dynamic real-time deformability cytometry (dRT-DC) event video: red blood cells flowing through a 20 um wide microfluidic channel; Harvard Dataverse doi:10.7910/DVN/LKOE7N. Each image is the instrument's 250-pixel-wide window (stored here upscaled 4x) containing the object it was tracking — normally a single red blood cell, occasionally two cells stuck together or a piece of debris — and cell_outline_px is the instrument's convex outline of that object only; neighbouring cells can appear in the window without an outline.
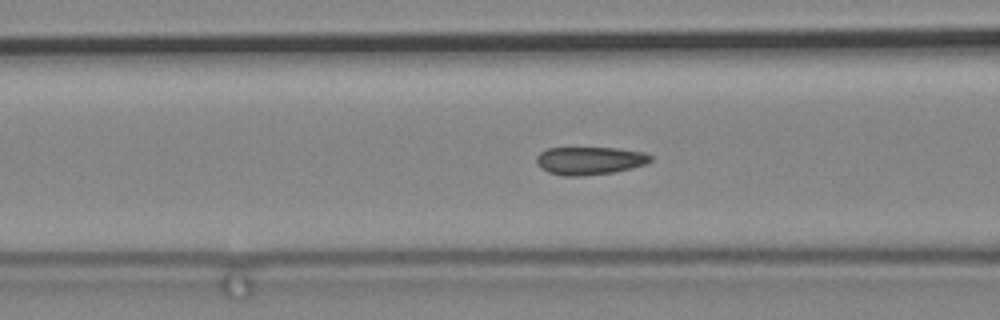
{"species": "common noctule bat (a hibernating species)", "species_latin": "Nyctalus noctula", "temperature_condition": "cold", "stored_images_in_passage": 78, "camera_frame_rate_fps": 3000, "um_per_image_px": 0.085, "animal": {"sex": "male", "body_mass_g": 19.2, "forearm_length_mm": 51.8}, "frame": {"image": 1, "passage_image": 38, "time_ms": 12.333, "image_size_px": [1000, 320], "cell_outline_px": [[652, 160], [644, 164], [632, 168], [612, 172], [580, 176], [564, 176], [548, 172], [540, 168], [536, 164], [536, 156], [540, 152], [548, 148], [616, 148], [644, 152], [652, 156]], "centroid_in_image_um": [50.09, 13.65], "position_along_channel_um": 116.5, "area_um2": 18.55}}
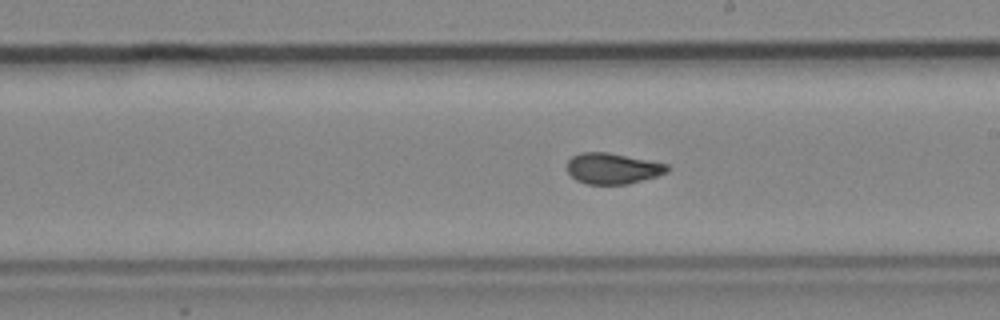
{"frame": {"image": 2, "passage_image": 50, "time_ms": 16.333, "image_size_px": [1000, 320], "cell_outline_px": [[668, 172], [656, 176], [628, 184], [588, 184], [576, 180], [568, 172], [568, 160], [572, 156], [580, 152], [608, 152], [668, 164]], "centroid_in_image_um": [52.06, 14.31], "position_along_channel_um": 236.9, "area_um2": 17.92}}
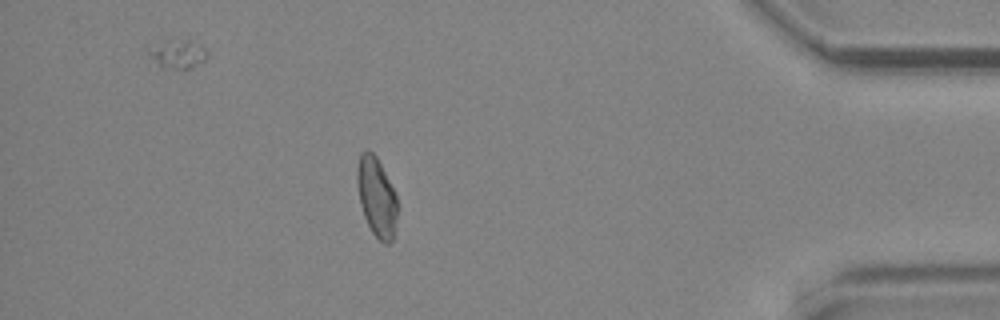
{"frame": {"image": 3, "passage_image": 71, "time_ms": 23.333, "image_size_px": [1000, 320], "cell_outline_px": [[396, 220], [392, 240], [388, 244], [384, 244], [372, 232], [364, 216], [360, 204], [356, 184], [356, 168], [360, 152], [368, 148], [376, 156], [396, 192]], "centroid_in_image_um": [31.98, 16.69], "position_along_channel_um": 403.2, "area_um2": 18.73}}